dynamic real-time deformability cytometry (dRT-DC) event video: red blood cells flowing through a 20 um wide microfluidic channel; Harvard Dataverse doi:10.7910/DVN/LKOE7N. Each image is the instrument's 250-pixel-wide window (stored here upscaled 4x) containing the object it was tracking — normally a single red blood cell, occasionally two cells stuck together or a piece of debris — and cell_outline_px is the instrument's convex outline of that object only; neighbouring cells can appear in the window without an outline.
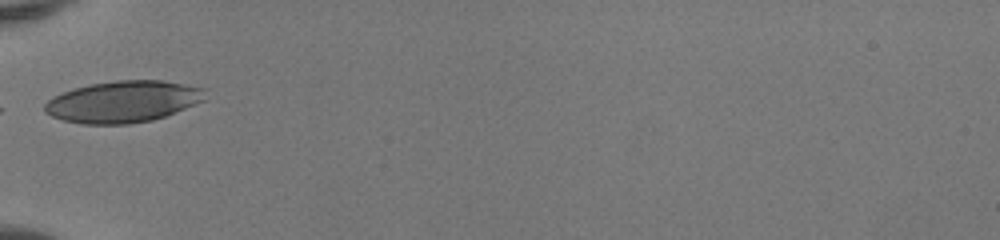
{"species": "human", "species_latin": "Homo sapiens", "temperature_condition": "room temperature", "stored_images_in_passage": 29, "camera_frame_rate_fps": 3000, "um_per_image_px": 0.085, "donor": {"sex": "female"}, "frame": {"image": 1, "passage_image": 1, "time_ms": 0.0, "image_size_px": [1000, 240], "cell_outline_px": [[208, 100], [164, 116], [152, 120], [128, 124], [80, 124], [64, 120], [52, 116], [44, 112], [44, 104], [52, 96], [76, 88], [92, 84], [116, 80], [164, 80], [208, 88]], "centroid_in_image_um": [10.54, 8.63], "position_along_channel_um": 74.5, "area_um2": 39.3}}
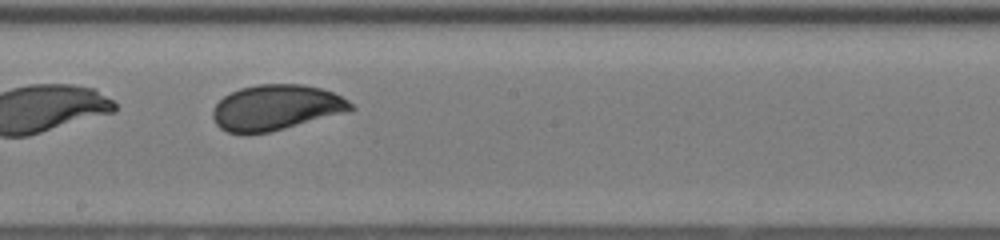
{"frame": {"image": 2, "passage_image": 12, "time_ms": 3.667, "image_size_px": [1000, 240], "cell_outline_px": [[356, 108], [352, 112], [268, 132], [228, 132], [220, 128], [216, 124], [212, 116], [212, 108], [224, 96], [240, 88], [256, 84], [304, 84], [320, 88], [332, 92], [348, 100]], "centroid_in_image_um": [23.51, 9.13], "position_along_channel_um": 224.7, "area_um2": 36.59}}
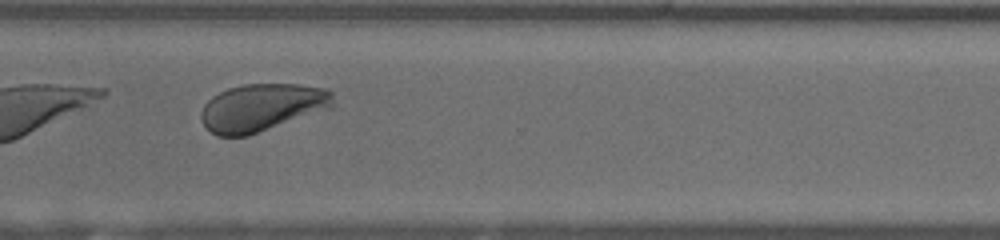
{"frame": {"image": 3, "passage_image": 21, "time_ms": 6.667, "image_size_px": [1000, 240], "cell_outline_px": [[332, 108], [248, 136], [216, 136], [204, 128], [200, 120], [200, 112], [204, 104], [212, 96], [228, 88], [244, 84], [296, 84], [328, 88], [332, 92]], "centroid_in_image_um": [22.23, 9.14], "position_along_channel_um": 348.4, "area_um2": 36.99}, "authors_computed_cell_mechanics": {"area_um2": 36.5874, "velocity_mm_per_s": 4.1212, "shape_relaxation_time_tau1_ms": 2.3578, "shape_relaxation_time_tau2_ms": null, "deformation_change_tau1": 0.1019, "deformation_change_tau2": null}}